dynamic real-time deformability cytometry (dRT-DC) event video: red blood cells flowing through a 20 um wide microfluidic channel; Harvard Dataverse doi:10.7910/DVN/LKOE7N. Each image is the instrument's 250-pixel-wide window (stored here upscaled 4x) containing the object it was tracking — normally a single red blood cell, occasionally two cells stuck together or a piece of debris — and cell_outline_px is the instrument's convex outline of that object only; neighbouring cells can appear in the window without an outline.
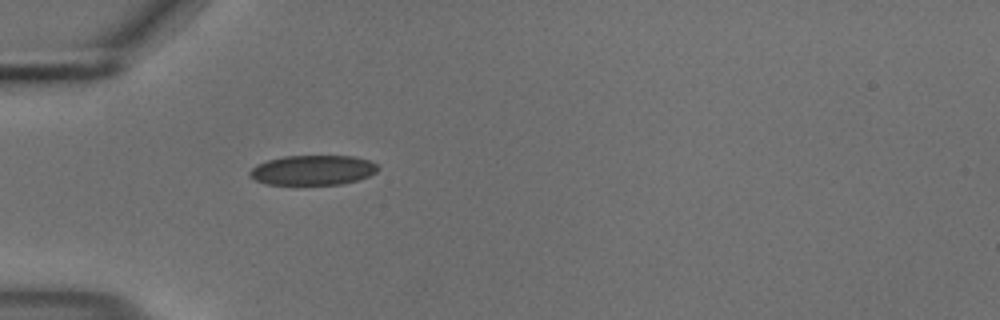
{"species": "common noctule bat (a hibernating species)", "species_latin": "Nyctalus noctula", "temperature_condition": "cold", "stored_images_in_passage": 39, "camera_frame_rate_fps": 3000, "um_per_image_px": 0.085, "animal": {"sex": "male", "body_mass_g": 18.8}, "frame": {"image": 1, "passage_image": 1, "time_ms": 0.0, "image_size_px": [1000, 320], "cell_outline_px": [[380, 168], [376, 172], [368, 176], [356, 180], [340, 184], [264, 184], [248, 176], [248, 172], [256, 164], [268, 160], [284, 156], [352, 156], [368, 160], [376, 164]], "centroid_in_image_um": [26.55, 14.46], "position_along_channel_um": 58.4, "area_um2": 22.2}}
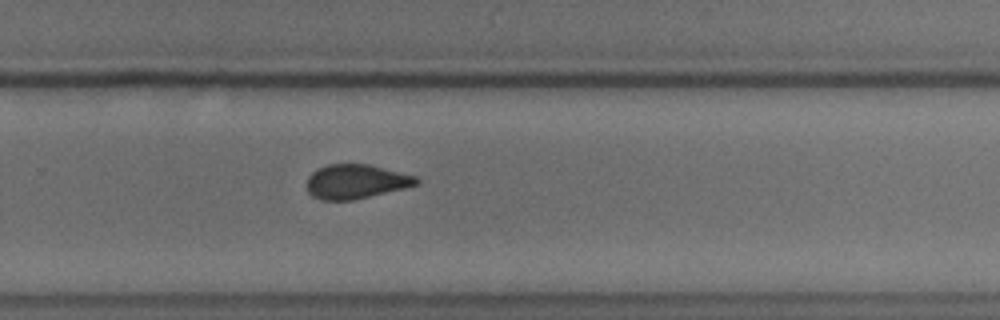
{"frame": {"image": 2, "passage_image": 21, "time_ms": 6.667, "image_size_px": [1000, 320], "cell_outline_px": [[420, 184], [404, 188], [352, 200], [320, 200], [312, 196], [308, 192], [308, 176], [316, 168], [328, 164], [368, 164], [416, 176], [420, 180]], "centroid_in_image_um": [30.24, 15.43], "position_along_channel_um": 299.6, "area_um2": 21.85}}
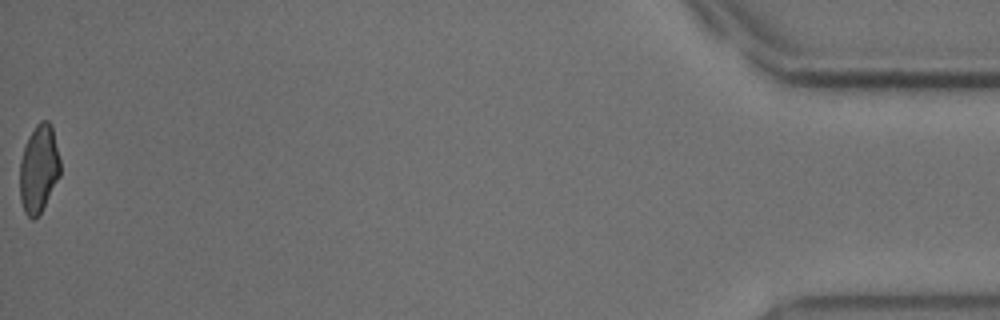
{"frame": {"image": 3, "passage_image": 39, "time_ms": 12.667, "image_size_px": [1000, 320], "cell_outline_px": [[60, 176], [40, 212], [32, 220], [24, 212], [20, 200], [20, 160], [28, 136], [36, 124], [40, 120], [48, 120], [52, 124], [60, 160]], "centroid_in_image_um": [3.3, 14.3], "position_along_channel_um": 431.9, "area_um2": 20.69}, "authors_computed_cell_mechanics": {"area_um2": 22.1952, "velocity_mm_per_s": 3.7048, "shape_relaxation_time_tau1_ms": 7.2908, "shape_relaxation_time_tau2_ms": 1.7313, "deformation_change_tau1": 0.1494, "deformation_change_tau2": 0.074}}